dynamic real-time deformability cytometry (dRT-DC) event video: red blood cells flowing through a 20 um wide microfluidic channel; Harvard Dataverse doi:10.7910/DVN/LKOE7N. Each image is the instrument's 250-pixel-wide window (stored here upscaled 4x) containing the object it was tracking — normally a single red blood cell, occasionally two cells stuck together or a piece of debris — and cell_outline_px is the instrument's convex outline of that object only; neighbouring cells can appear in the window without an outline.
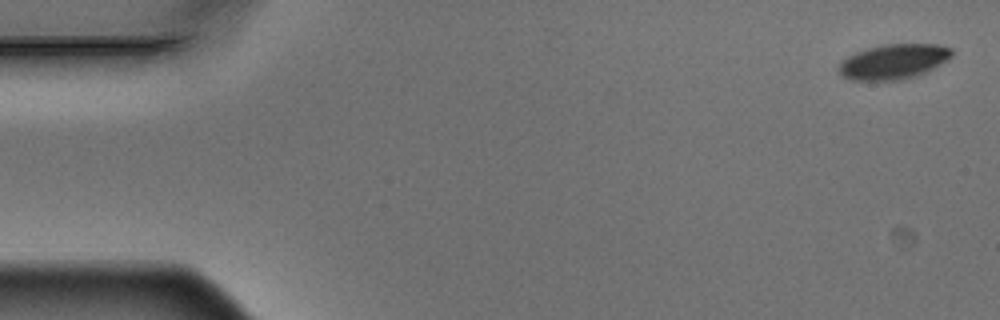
{"species": "Egyptian fruit bat (a non-hibernating species)", "species_latin": "Rousettus aegyptiacus", "temperature_condition": "warm", "stored_images_in_passage": 7, "camera_frame_rate_fps": 3000, "um_per_image_px": 0.085, "animal": {"sex": "male"}, "frame": {"image": 1, "passage_image": 1, "time_ms": 0.0, "image_size_px": [1000, 320], "cell_outline_px": [[952, 56], [940, 64], [916, 76], [900, 80], [852, 80], [844, 76], [840, 72], [840, 60], [856, 52], [868, 48], [884, 44], [936, 44], [952, 48]], "centroid_in_image_um": [75.95, 5.23], "position_along_channel_um": 9.0, "area_um2": 22.77}}
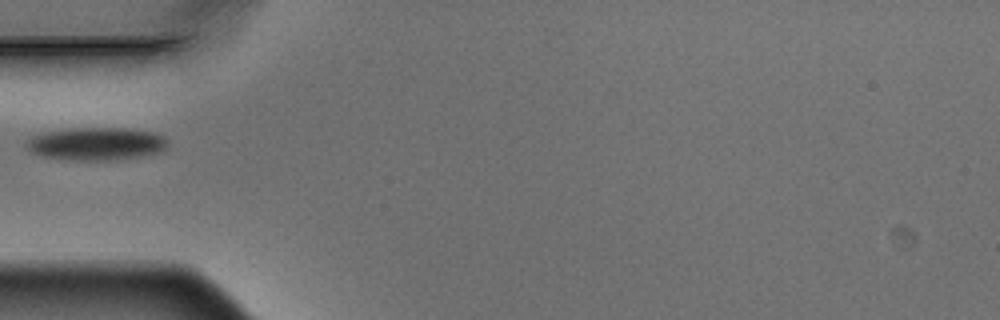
{"frame": {"image": 2, "passage_image": 5, "time_ms": 1.333, "image_size_px": [1000, 320], "cell_outline_px": [[168, 140], [164, 152], [144, 156], [116, 160], [72, 160], [40, 156], [24, 148], [24, 144], [32, 136], [44, 132], [76, 128], [120, 128], [152, 132], [164, 136]], "centroid_in_image_um": [8.19, 12.24], "position_along_channel_um": 76.8, "area_um2": 27.28}}
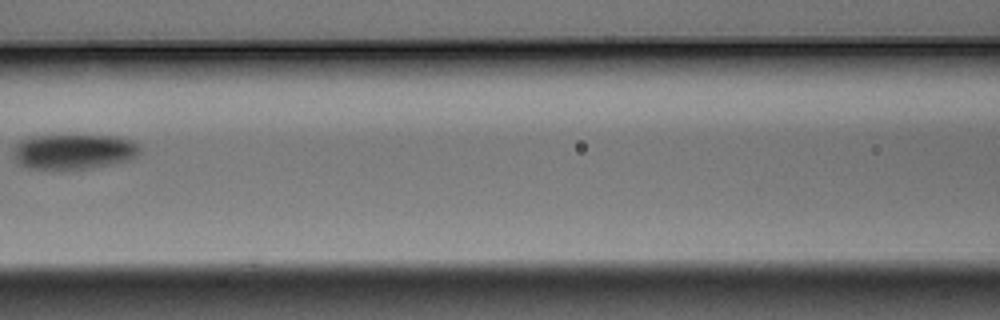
{"frame": {"image": 3, "passage_image": 7, "time_ms": 2.0, "image_size_px": [1000, 320], "cell_outline_px": [[140, 152], [136, 156], [128, 160], [112, 164], [92, 168], [28, 168], [16, 164], [16, 144], [20, 140], [28, 136], [120, 136], [132, 140], [140, 144]], "centroid_in_image_um": [6.31, 12.87], "position_along_channel_um": 160.3, "area_um2": 25.72}}